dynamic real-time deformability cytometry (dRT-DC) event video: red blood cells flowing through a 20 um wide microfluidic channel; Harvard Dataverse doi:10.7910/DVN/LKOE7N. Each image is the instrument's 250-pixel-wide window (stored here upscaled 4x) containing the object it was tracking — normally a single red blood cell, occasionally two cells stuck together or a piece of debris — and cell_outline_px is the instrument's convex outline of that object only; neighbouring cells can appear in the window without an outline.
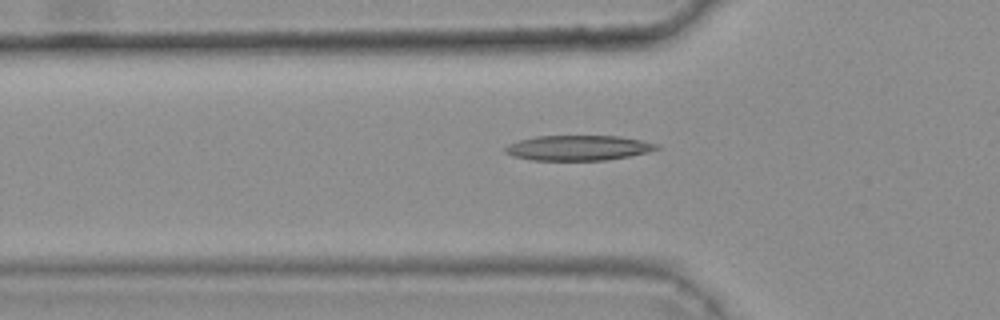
{"species": "common noctule bat (a hibernating species)", "species_latin": "Nyctalus noctula", "temperature_condition": "warm", "stored_images_in_passage": 49, "camera_frame_rate_fps": 3000, "um_per_image_px": 0.085, "animal": {"sex": "female", "body_mass_g": 25.1}, "frame": {"image": 1, "passage_image": 18, "time_ms": 5.667, "image_size_px": [1000, 320], "cell_outline_px": [[660, 148], [648, 152], [628, 156], [604, 160], [532, 160], [512, 156], [504, 152], [504, 148], [508, 144], [520, 140], [536, 136], [620, 136], [640, 140], [656, 144]], "centroid_in_image_um": [49.11, 12.57], "position_along_channel_um": 76.7, "area_um2": 22.02}}
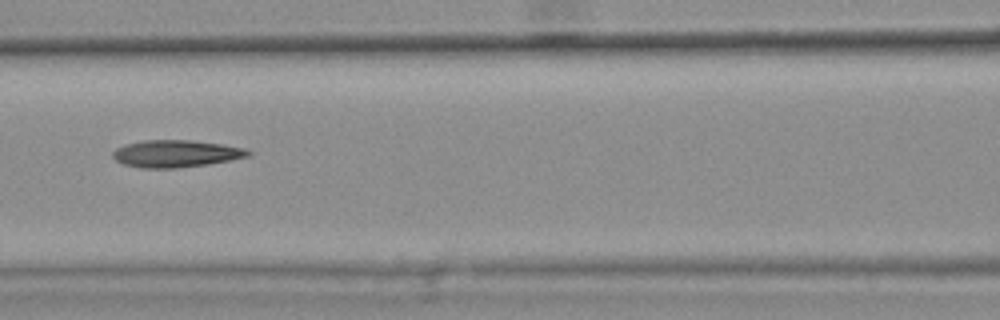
{"frame": {"image": 2, "passage_image": 24, "time_ms": 7.667, "image_size_px": [1000, 320], "cell_outline_px": [[252, 156], [232, 160], [208, 164], [176, 168], [140, 168], [124, 164], [116, 160], [112, 156], [112, 152], [116, 148], [124, 144], [144, 140], [192, 140], [220, 144], [244, 148], [252, 152]], "centroid_in_image_um": [14.96, 13.06], "position_along_channel_um": 151.6, "area_um2": 21.56}}
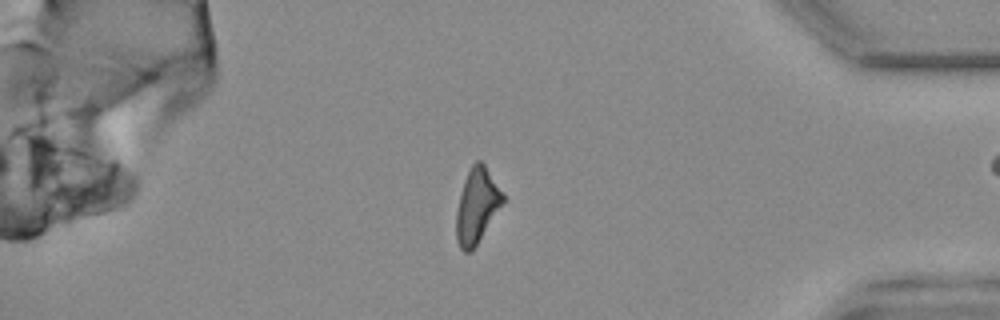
{"frame": {"image": 3, "passage_image": 46, "time_ms": 15.0, "image_size_px": [1000, 320], "cell_outline_px": [[504, 204], [476, 244], [468, 252], [464, 252], [460, 248], [456, 240], [456, 212], [464, 180], [472, 164], [476, 160], [480, 160], [484, 164], [504, 196]], "centroid_in_image_um": [40.53, 17.49], "position_along_channel_um": 394.7, "area_um2": 19.94}, "authors_computed_cell_mechanics": {"area_um2": 21.386, "velocity_mm_per_s": 3.7262, "shape_relaxation_time_tau1_ms": null, "shape_relaxation_time_tau2_ms": 9.0978, "deformation_change_tau1": null, "deformation_change_tau2": 0.2356}}